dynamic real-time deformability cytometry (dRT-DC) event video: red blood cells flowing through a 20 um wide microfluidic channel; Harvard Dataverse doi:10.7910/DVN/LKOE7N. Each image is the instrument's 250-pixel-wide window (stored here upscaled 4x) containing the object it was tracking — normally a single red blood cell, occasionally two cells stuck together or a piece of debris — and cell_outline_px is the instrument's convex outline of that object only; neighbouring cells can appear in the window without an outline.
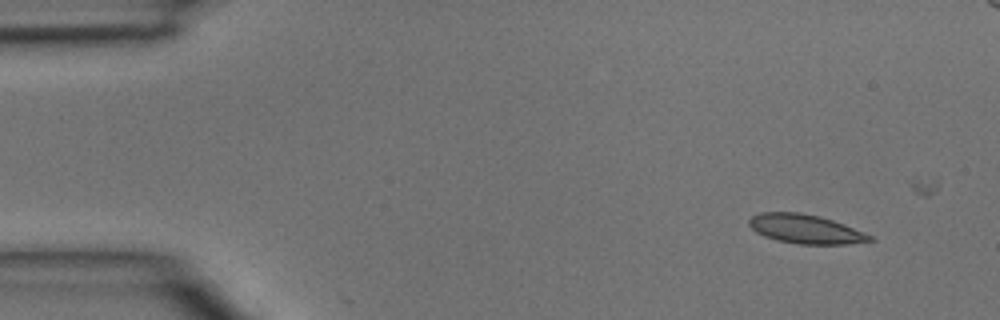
{"species": "common noctule bat (a hibernating species)", "species_latin": "Nyctalus noctula", "temperature_condition": "room temperature", "stored_images_in_passage": 5, "camera_frame_rate_fps": 3000, "um_per_image_px": 0.085, "animal": {"sex": "male", "body_mass_g": 15.6}, "frame": {"image": 1, "passage_image": 1, "time_ms": 0.0, "image_size_px": [1000, 320], "cell_outline_px": [[876, 240], [848, 244], [800, 244], [776, 240], [764, 236], [756, 232], [748, 224], [748, 220], [752, 216], [760, 212], [800, 212], [820, 216], [844, 224], [864, 232], [872, 236]], "centroid_in_image_um": [68.46, 19.46], "position_along_channel_um": 16.5, "area_um2": 20.52}}
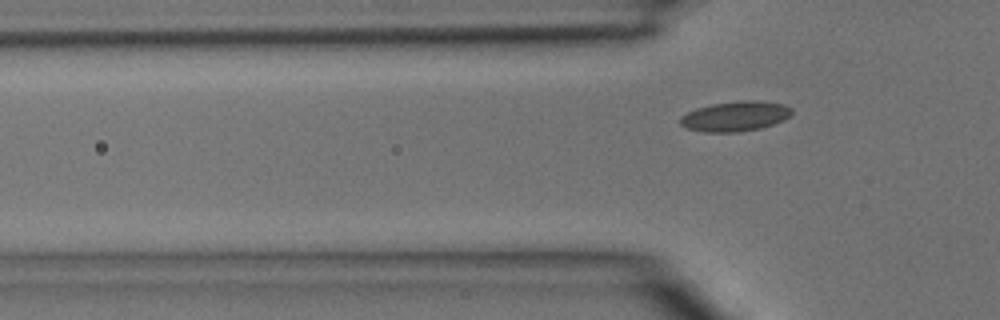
{"frame": {"image": 2, "passage_image": 5, "time_ms": 1.333, "image_size_px": [1000, 320], "cell_outline_px": [[792, 112], [784, 120], [760, 128], [740, 132], [704, 132], [684, 128], [680, 124], [680, 116], [696, 108], [712, 104], [744, 100], [760, 100], [784, 104], [792, 108]], "centroid_in_image_um": [62.48, 9.88], "position_along_channel_um": 63.3, "area_um2": 19.59}}